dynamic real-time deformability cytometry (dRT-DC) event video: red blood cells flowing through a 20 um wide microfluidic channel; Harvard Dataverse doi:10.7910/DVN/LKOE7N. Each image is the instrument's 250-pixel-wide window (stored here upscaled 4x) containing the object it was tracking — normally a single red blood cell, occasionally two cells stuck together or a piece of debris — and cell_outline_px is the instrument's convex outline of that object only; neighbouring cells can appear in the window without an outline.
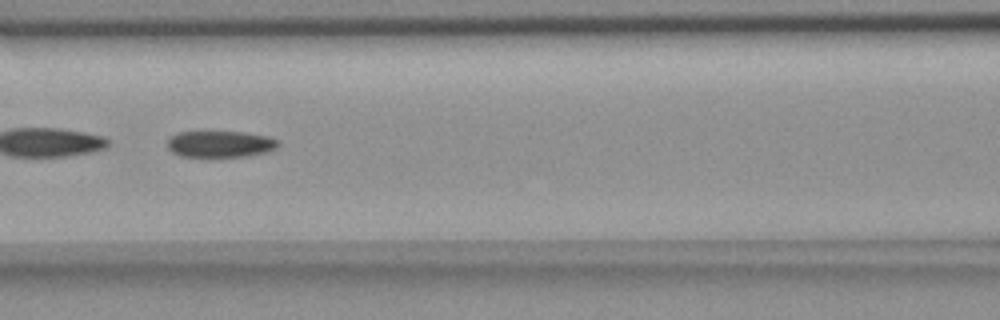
{"species": "common noctule bat (a hibernating species)", "species_latin": "Nyctalus noctula", "temperature_condition": "room temperature", "stored_images_in_passage": 9, "camera_frame_rate_fps": 3000, "um_per_image_px": 0.085, "animal": {"sex": "female", "body_mass_g": 18.4}, "frame": {"image": 1, "passage_image": 8, "time_ms": 8.0, "image_size_px": [1000, 320], "cell_outline_px": [[280, 144], [276, 148], [268, 152], [248, 156], [180, 156], [172, 152], [168, 148], [168, 136], [176, 132], [244, 132], [268, 136], [280, 140]], "centroid_in_image_um": [18.74, 12.23], "position_along_channel_um": 147.9, "area_um2": 17.22}}
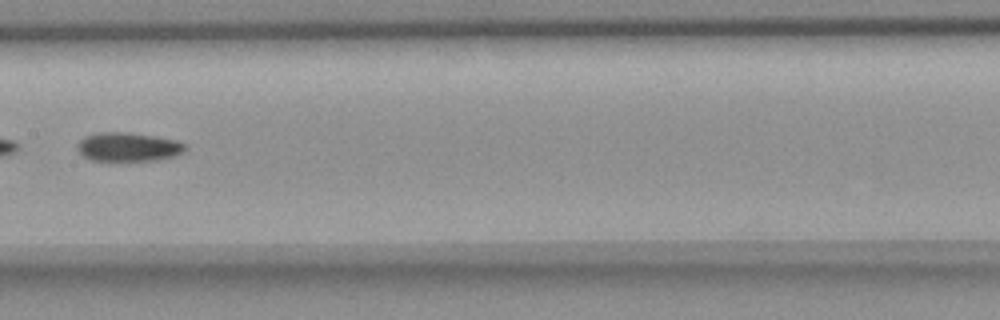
{"frame": {"image": 2, "passage_image": 9, "time_ms": 9.333, "image_size_px": [1000, 320], "cell_outline_px": [[188, 148], [184, 152], [172, 156], [156, 160], [92, 160], [84, 156], [76, 148], [76, 144], [84, 136], [96, 132], [128, 132], [156, 136], [176, 140], [184, 144]], "centroid_in_image_um": [10.88, 12.47], "position_along_channel_um": 196.5, "area_um2": 18.15}}